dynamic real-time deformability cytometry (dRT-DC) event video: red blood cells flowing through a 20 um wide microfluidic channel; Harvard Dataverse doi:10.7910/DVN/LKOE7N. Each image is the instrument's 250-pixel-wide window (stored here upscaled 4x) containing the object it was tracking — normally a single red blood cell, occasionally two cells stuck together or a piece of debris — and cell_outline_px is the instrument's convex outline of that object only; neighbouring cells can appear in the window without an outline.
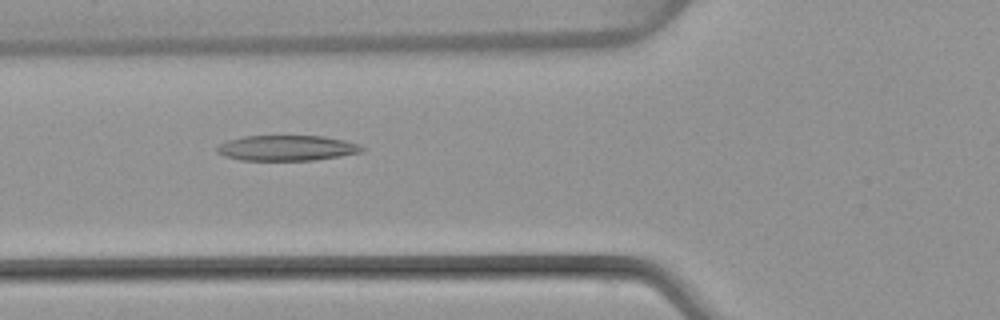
{"species": "common noctule bat (a hibernating species)", "species_latin": "Nyctalus noctula", "temperature_condition": "warm", "stored_images_in_passage": 37, "camera_frame_rate_fps": 3000, "um_per_image_px": 0.085, "animal": {"sex": "female", "body_mass_g": 22.7, "forearm_length_mm": 54.2}, "frame": {"image": 1, "passage_image": 6, "time_ms": 1.667, "image_size_px": [1000, 320], "cell_outline_px": [[364, 148], [360, 152], [340, 156], [312, 160], [240, 160], [224, 156], [216, 152], [216, 148], [220, 144], [228, 140], [244, 136], [324, 136], [344, 140], [360, 144]], "centroid_in_image_um": [24.36, 12.58], "position_along_channel_um": 101.4, "area_um2": 21.39}}
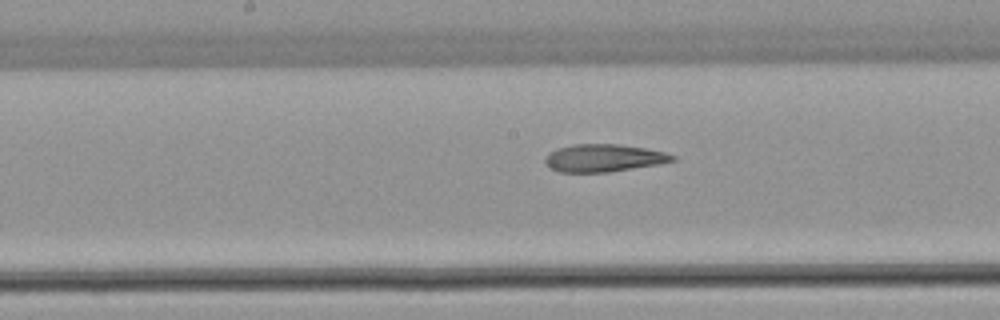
{"frame": {"image": 2, "passage_image": 13, "time_ms": 4.0, "image_size_px": [1000, 320], "cell_outline_px": [[676, 160], [660, 164], [608, 172], [560, 172], [544, 164], [544, 156], [548, 152], [556, 148], [572, 144], [620, 144], [644, 148], [664, 152], [676, 156]], "centroid_in_image_um": [51.28, 13.42], "position_along_channel_um": 196.9, "area_um2": 20.63}}
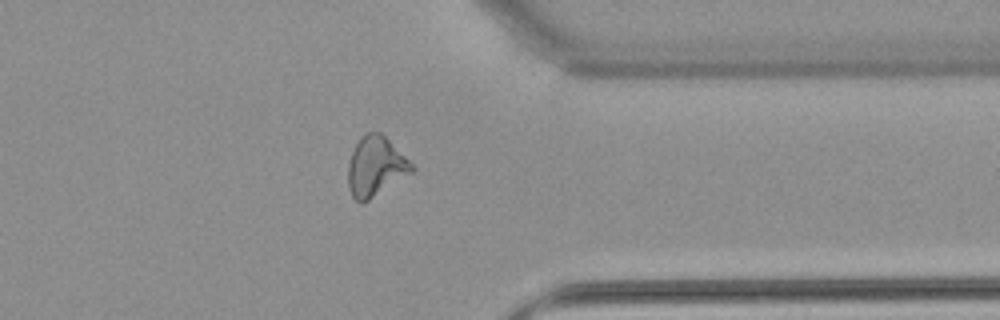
{"frame": {"image": 3, "passage_image": 27, "time_ms": 8.667, "image_size_px": [1000, 320], "cell_outline_px": [[416, 168], [412, 172], [364, 204], [360, 204], [352, 196], [348, 188], [348, 164], [352, 152], [360, 136], [364, 132], [380, 132]], "centroid_in_image_um": [31.89, 14.18], "position_along_channel_um": 379.5, "area_um2": 22.08}, "authors_computed_cell_mechanics": {"area_um2": 21.5016, "velocity_mm_per_s": 4.0727, "shape_relaxation_time_tau1_ms": null, "shape_relaxation_time_tau2_ms": 3.3723, "deformation_change_tau1": null, "deformation_change_tau2": 0.1445}}